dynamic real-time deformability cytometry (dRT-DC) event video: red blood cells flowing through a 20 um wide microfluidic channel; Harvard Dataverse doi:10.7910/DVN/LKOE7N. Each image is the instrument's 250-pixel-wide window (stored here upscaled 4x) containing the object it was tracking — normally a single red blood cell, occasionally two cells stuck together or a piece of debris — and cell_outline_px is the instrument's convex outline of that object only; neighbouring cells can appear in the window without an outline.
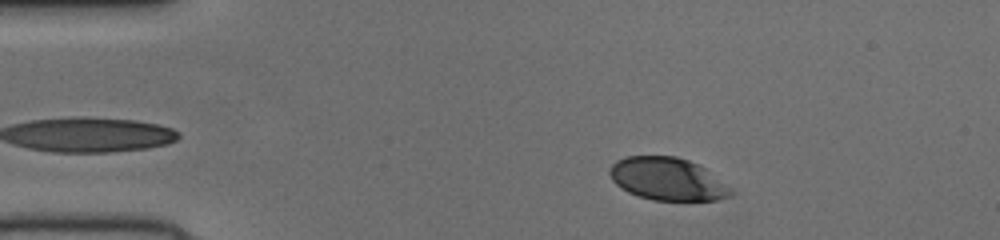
{"species": "human", "species_latin": "Homo sapiens", "temperature_condition": "cold", "stored_images_in_passage": 48, "camera_frame_rate_fps": 3000, "um_per_image_px": 0.085, "donor": {"sex": "female"}, "frame": {"image": 1, "passage_image": 5, "time_ms": 1.333, "image_size_px": [1000, 240], "cell_outline_px": [[736, 192], [732, 196], [716, 200], [652, 200], [628, 192], [620, 188], [612, 180], [608, 172], [612, 164], [616, 160], [624, 156], [676, 156], [700, 164], [732, 188]], "centroid_in_image_um": [56.76, 15.21], "position_along_channel_um": 28.2, "area_um2": 30.46}}
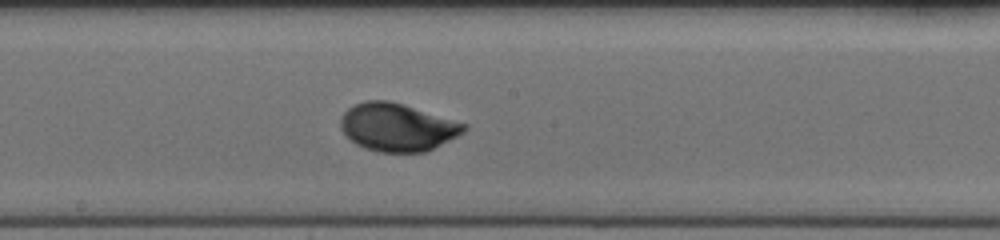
{"frame": {"image": 2, "passage_image": 24, "time_ms": 7.667, "image_size_px": [1000, 240], "cell_outline_px": [[468, 128], [464, 132], [424, 152], [380, 152], [364, 148], [356, 144], [340, 128], [340, 116], [348, 108], [356, 104], [368, 100], [388, 100], [468, 124]], "centroid_in_image_um": [33.75, 10.81], "position_along_channel_um": 214.5, "area_um2": 33.99}}
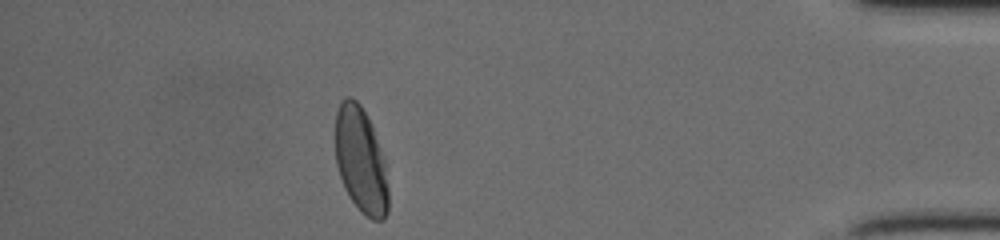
{"frame": {"image": 3, "passage_image": 42, "time_ms": 13.667, "image_size_px": [1000, 240], "cell_outline_px": [[388, 212], [384, 220], [372, 220], [360, 212], [344, 188], [336, 164], [336, 112], [340, 100], [344, 96], [352, 96], [360, 104], [372, 124], [384, 156], [388, 188]], "centroid_in_image_um": [30.68, 13.61], "position_along_channel_um": 404.5, "area_um2": 33.12}}